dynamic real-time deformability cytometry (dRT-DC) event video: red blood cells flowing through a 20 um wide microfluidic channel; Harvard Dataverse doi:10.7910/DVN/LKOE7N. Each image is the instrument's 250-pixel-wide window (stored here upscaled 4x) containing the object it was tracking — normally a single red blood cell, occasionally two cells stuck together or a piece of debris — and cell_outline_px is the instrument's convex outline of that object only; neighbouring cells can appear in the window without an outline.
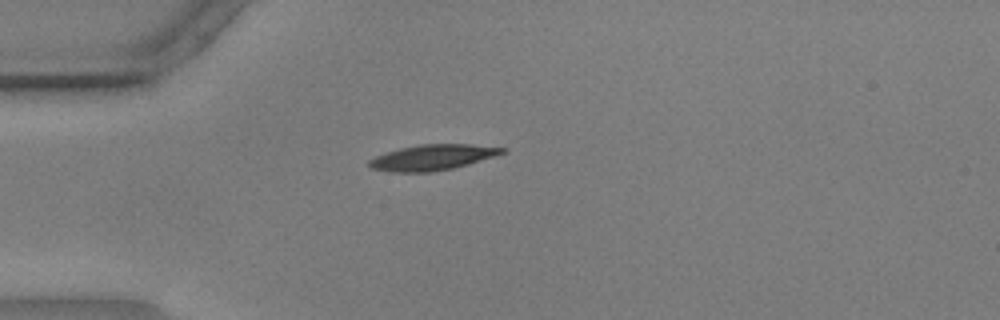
{"species": "common noctule bat (a hibernating species)", "species_latin": "Nyctalus noctula", "temperature_condition": "warm", "stored_images_in_passage": 43, "camera_frame_rate_fps": 3000, "um_per_image_px": 0.085, "animal": {"sex": "male", "body_mass_g": 17.9, "forearm_length_mm": 54.2}, "frame": {"image": 1, "passage_image": 2, "time_ms": 0.333, "image_size_px": [1000, 320], "cell_outline_px": [[508, 152], [496, 156], [468, 164], [452, 168], [428, 172], [392, 172], [372, 168], [368, 164], [368, 160], [376, 156], [400, 148], [420, 144], [472, 144], [508, 148]], "centroid_in_image_um": [36.82, 13.37], "position_along_channel_um": 48.2, "area_um2": 19.83}}
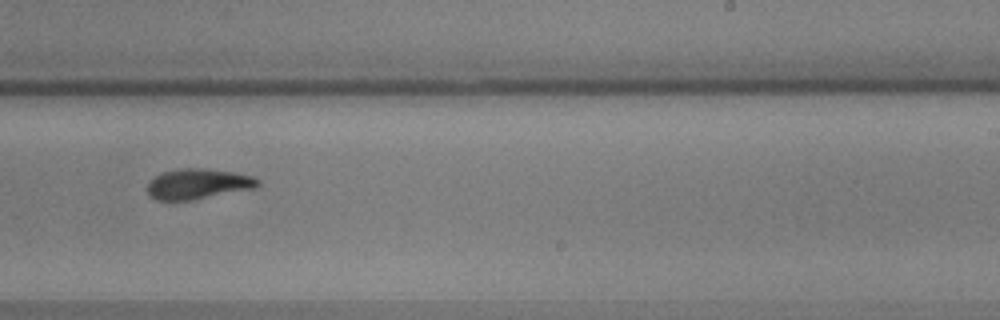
{"frame": {"image": 2, "passage_image": 22, "time_ms": 7.0, "image_size_px": [1000, 320], "cell_outline_px": [[260, 184], [256, 188], [192, 200], [156, 200], [148, 192], [148, 184], [156, 176], [164, 172], [184, 168], [200, 168], [236, 172], [252, 176], [260, 180]], "centroid_in_image_um": [16.89, 15.63], "position_along_channel_um": 272.1, "area_um2": 19.36}}
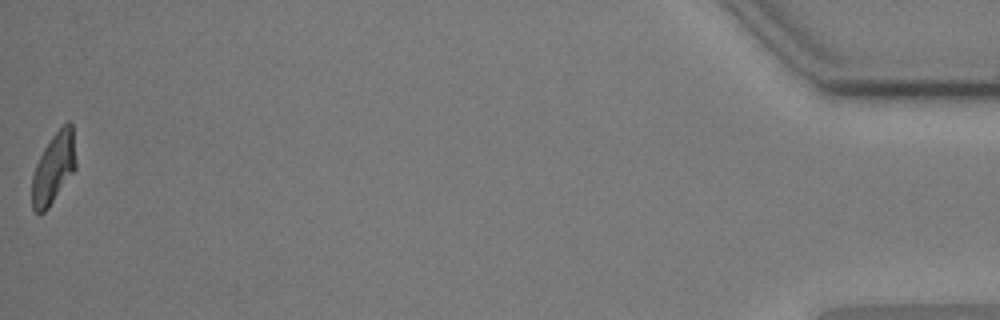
{"frame": {"image": 3, "passage_image": 43, "time_ms": 14.0, "image_size_px": [1000, 320], "cell_outline_px": [[76, 168], [48, 208], [40, 216], [32, 208], [32, 176], [36, 164], [44, 148], [52, 136], [68, 120], [72, 124], [76, 160]], "centroid_in_image_um": [4.55, 14.31], "position_along_channel_um": 430.6, "area_um2": 17.98}, "authors_computed_cell_mechanics": {"area_um2": 19.4208, "velocity_mm_per_s": 3.587, "shape_relaxation_time_tau1_ms": 3.9459, "shape_relaxation_time_tau2_ms": 2.9942, "deformation_change_tau1": 0.1623, "deformation_change_tau2": 0.0936}}